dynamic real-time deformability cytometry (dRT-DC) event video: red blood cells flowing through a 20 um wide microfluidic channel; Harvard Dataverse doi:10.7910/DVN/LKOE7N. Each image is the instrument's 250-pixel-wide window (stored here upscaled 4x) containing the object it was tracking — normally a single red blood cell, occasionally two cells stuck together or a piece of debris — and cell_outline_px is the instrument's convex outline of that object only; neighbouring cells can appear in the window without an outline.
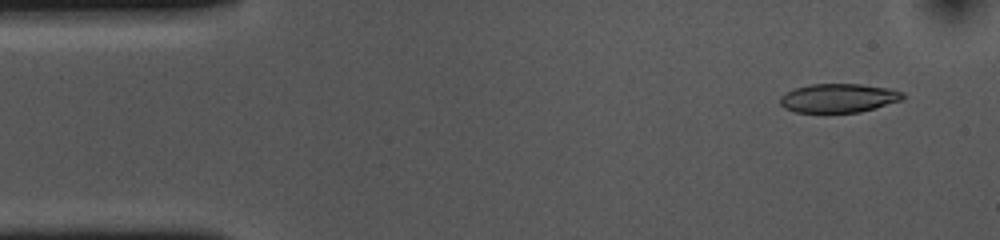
{"species": "common noctule bat (a hibernating species)", "species_latin": "Nyctalus noctula", "temperature_condition": "cold", "stored_images_in_passage": 52, "camera_frame_rate_fps": 3000, "um_per_image_px": 0.085, "animal": {"sex": "female", "body_mass_g": 10.0, "forearm_length_mm": 53.1}, "frame": {"image": 1, "passage_image": 3, "time_ms": 0.667, "image_size_px": [1000, 240], "cell_outline_px": [[904, 100], [860, 112], [796, 112], [784, 108], [780, 104], [780, 96], [784, 92], [808, 84], [860, 84], [892, 88], [904, 92]], "centroid_in_image_um": [71.3, 8.33], "position_along_channel_um": 13.7, "area_um2": 20.87}}
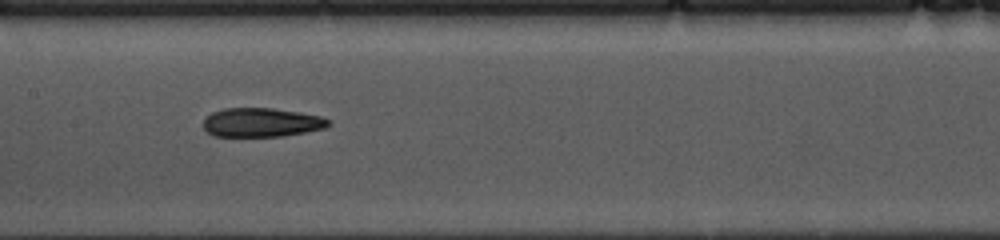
{"frame": {"image": 2, "passage_image": 24, "time_ms": 7.667, "image_size_px": [1000, 240], "cell_outline_px": [[332, 124], [324, 128], [284, 136], [216, 136], [208, 132], [204, 128], [204, 120], [212, 112], [224, 108], [272, 108], [300, 112], [320, 116], [332, 120]], "centroid_in_image_um": [22.27, 10.4], "position_along_channel_um": 185.1, "area_um2": 21.1}}
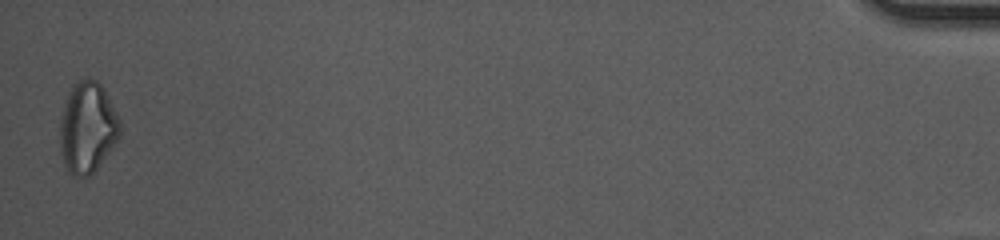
{"frame": {"image": 3, "passage_image": 52, "time_ms": 17.0, "image_size_px": [1000, 240], "cell_outline_px": [[120, 136], [96, 168], [88, 176], [72, 176], [64, 168], [60, 152], [60, 120], [64, 104], [68, 92], [72, 84], [88, 76], [96, 80], [100, 84], [120, 120]], "centroid_in_image_um": [7.39, 10.84], "position_along_channel_um": 427.8, "area_um2": 31.73}, "authors_computed_cell_mechanics": {"area_um2": 22.0218, "velocity_mm_per_s": 3.6695, "shape_relaxation_time_tau1_ms": null, "shape_relaxation_time_tau2_ms": 5.5786, "deformation_change_tau1": null, "deformation_change_tau2": 0.1514}}